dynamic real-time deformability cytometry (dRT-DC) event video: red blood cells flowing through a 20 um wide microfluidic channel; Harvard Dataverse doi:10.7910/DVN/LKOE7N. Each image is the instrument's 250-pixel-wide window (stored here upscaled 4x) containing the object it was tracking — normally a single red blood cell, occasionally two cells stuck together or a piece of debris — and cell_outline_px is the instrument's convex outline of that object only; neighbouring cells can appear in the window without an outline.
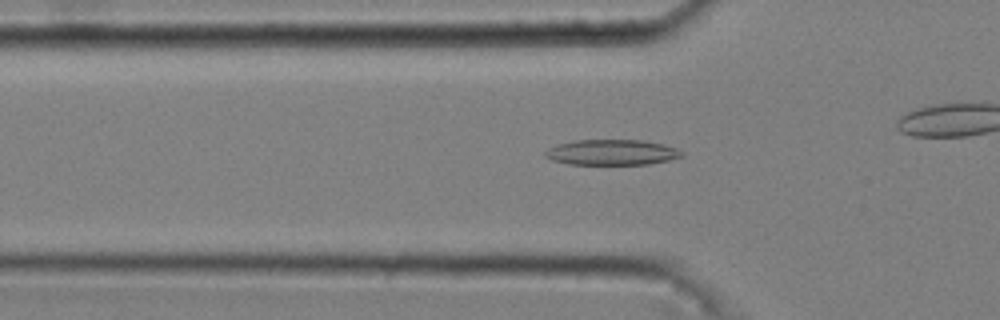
{"species": "common noctule bat (a hibernating species)", "species_latin": "Nyctalus noctula", "temperature_condition": "cold", "stored_images_in_passage": 41, "camera_frame_rate_fps": 3000, "um_per_image_px": 0.085, "animal": {"sex": "male", "body_mass_g": 20.4}, "frame": {"image": 1, "passage_image": 16, "time_ms": 5.0, "image_size_px": [1000, 320], "cell_outline_px": [[684, 156], [668, 160], [648, 164], [568, 164], [552, 160], [544, 156], [544, 152], [548, 148], [556, 144], [576, 140], [640, 140], [664, 144], [676, 148], [684, 152]], "centroid_in_image_um": [51.99, 12.94], "position_along_channel_um": 73.8, "area_um2": 20.35}}
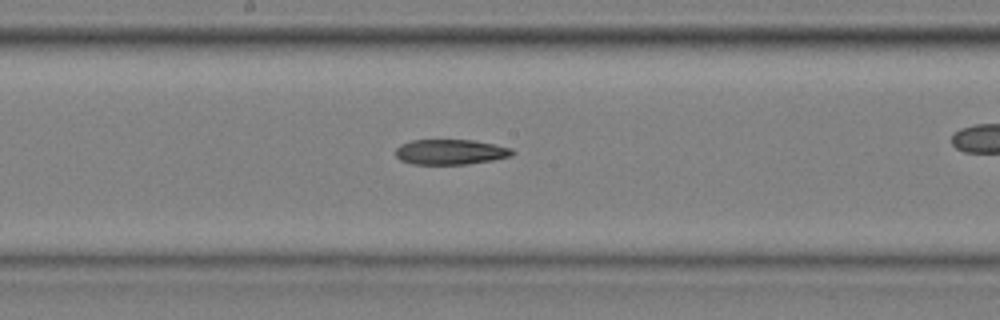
{"frame": {"image": 2, "passage_image": 27, "time_ms": 8.667, "image_size_px": [1000, 320], "cell_outline_px": [[516, 152], [512, 156], [492, 160], [468, 164], [412, 164], [400, 160], [396, 156], [396, 148], [400, 144], [412, 140], [476, 140], [512, 148]], "centroid_in_image_um": [38.31, 12.91], "position_along_channel_um": 209.9, "area_um2": 17.28}}
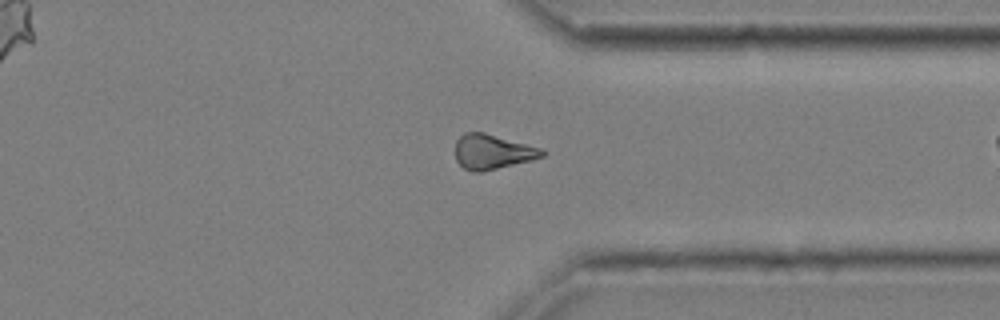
{"frame": {"image": 3, "passage_image": 40, "time_ms": 13.0, "image_size_px": [1000, 320], "cell_outline_px": [[548, 152], [544, 156], [532, 160], [484, 172], [472, 172], [464, 168], [456, 160], [456, 140], [464, 132], [484, 132], [544, 148]], "centroid_in_image_um": [41.91, 12.9], "position_along_channel_um": 369.5, "area_um2": 17.98}}